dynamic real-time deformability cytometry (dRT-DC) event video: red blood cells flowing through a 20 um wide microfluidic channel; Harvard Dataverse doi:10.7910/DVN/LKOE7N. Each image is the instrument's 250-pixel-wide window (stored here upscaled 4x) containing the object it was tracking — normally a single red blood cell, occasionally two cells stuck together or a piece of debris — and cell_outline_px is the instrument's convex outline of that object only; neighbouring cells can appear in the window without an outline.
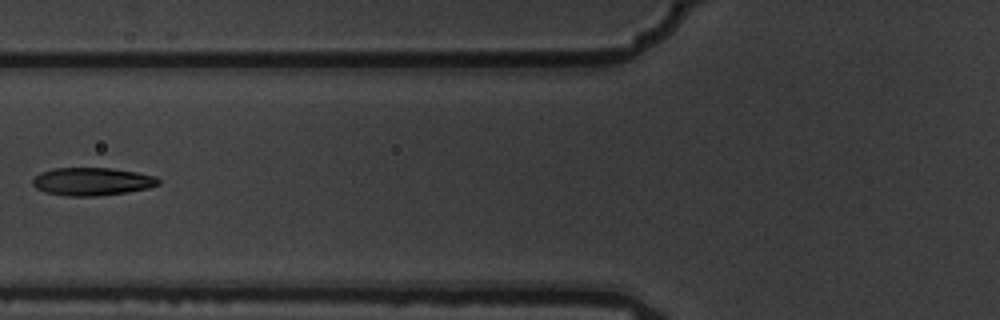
{"species": "common noctule bat (a hibernating species)", "species_latin": "Nyctalus noctula", "temperature_condition": "warm", "stored_images_in_passage": 7, "camera_frame_rate_fps": 3000, "um_per_image_px": 0.085, "animal": {"sex": "male", "body_mass_g": 19.5, "forearm_length_mm": 54.6}, "frame": {"image": 1, "passage_image": 6, "time_ms": 1.667, "image_size_px": [1000, 320], "cell_outline_px": [[160, 184], [148, 188], [128, 192], [96, 196], [68, 196], [44, 192], [36, 188], [32, 184], [32, 180], [40, 172], [52, 168], [112, 168], [136, 172], [156, 176], [160, 180]], "centroid_in_image_um": [7.82, 15.43], "position_along_channel_um": 118.0, "area_um2": 20.58}}
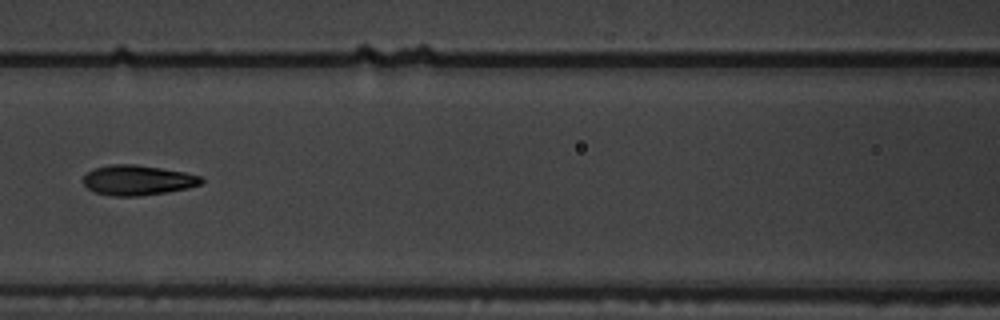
{"frame": {"image": 2, "passage_image": 7, "time_ms": 2.0, "image_size_px": [1000, 320], "cell_outline_px": [[204, 180], [200, 184], [188, 188], [168, 192], [136, 196], [112, 196], [96, 192], [88, 188], [84, 184], [84, 176], [88, 172], [96, 168], [108, 164], [136, 164], [184, 172], [200, 176]], "centroid_in_image_um": [11.7, 15.31], "position_along_channel_um": 154.9, "area_um2": 20.52}}